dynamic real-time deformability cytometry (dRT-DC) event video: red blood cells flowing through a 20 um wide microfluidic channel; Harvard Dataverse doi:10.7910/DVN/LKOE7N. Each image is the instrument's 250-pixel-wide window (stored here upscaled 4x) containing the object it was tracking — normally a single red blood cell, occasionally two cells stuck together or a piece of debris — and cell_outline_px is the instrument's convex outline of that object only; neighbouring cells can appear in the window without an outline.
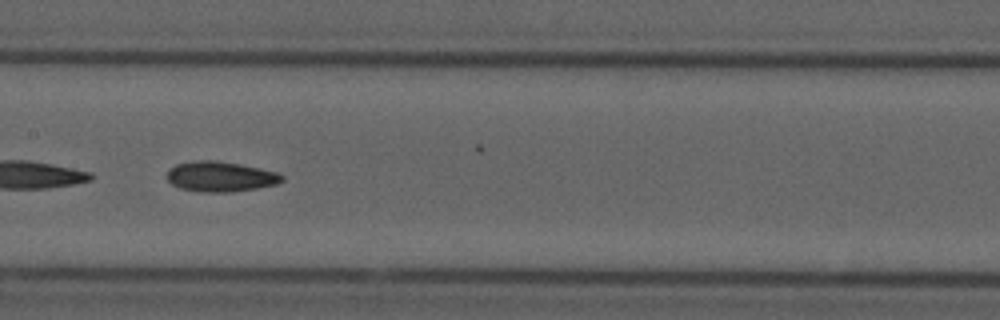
{"species": "common noctule bat (a hibernating species)", "species_latin": "Nyctalus noctula", "temperature_condition": "cold", "stored_images_in_passage": 52, "camera_frame_rate_fps": 3000, "um_per_image_px": 0.085, "animal": {"sex": "male", "forearm_length_mm": 52.5}, "frame": {"image": 1, "passage_image": 25, "time_ms": 8.0, "image_size_px": [1000, 320], "cell_outline_px": [[284, 180], [276, 184], [256, 188], [228, 192], [200, 192], [180, 188], [172, 184], [168, 180], [168, 168], [176, 164], [192, 160], [216, 160], [240, 164], [260, 168], [276, 172], [284, 176]], "centroid_in_image_um": [18.72, 15.0], "position_along_channel_um": 188.7, "area_um2": 20.29}}
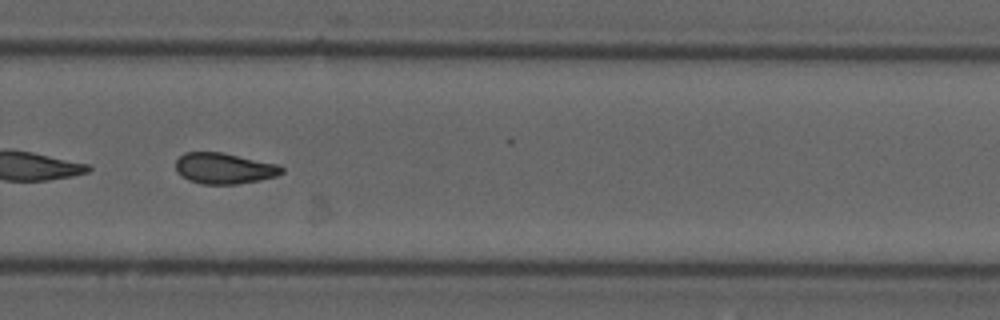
{"frame": {"image": 2, "passage_image": 35, "time_ms": 11.333, "image_size_px": [1000, 320], "cell_outline_px": [[284, 172], [276, 176], [260, 180], [236, 184], [200, 184], [188, 180], [176, 172], [176, 160], [184, 152], [224, 152], [276, 164], [284, 168]], "centroid_in_image_um": [19.03, 14.31], "position_along_channel_um": 310.8, "area_um2": 19.19}, "authors_computed_cell_mechanics": {"area_um2": 19.8832, "velocity_mm_per_s": 3.6804, "shape_relaxation_time_tau1_ms": null, "shape_relaxation_time_tau2_ms": 5.1947, "deformation_change_tau1": null, "deformation_change_tau2": 0.115}}